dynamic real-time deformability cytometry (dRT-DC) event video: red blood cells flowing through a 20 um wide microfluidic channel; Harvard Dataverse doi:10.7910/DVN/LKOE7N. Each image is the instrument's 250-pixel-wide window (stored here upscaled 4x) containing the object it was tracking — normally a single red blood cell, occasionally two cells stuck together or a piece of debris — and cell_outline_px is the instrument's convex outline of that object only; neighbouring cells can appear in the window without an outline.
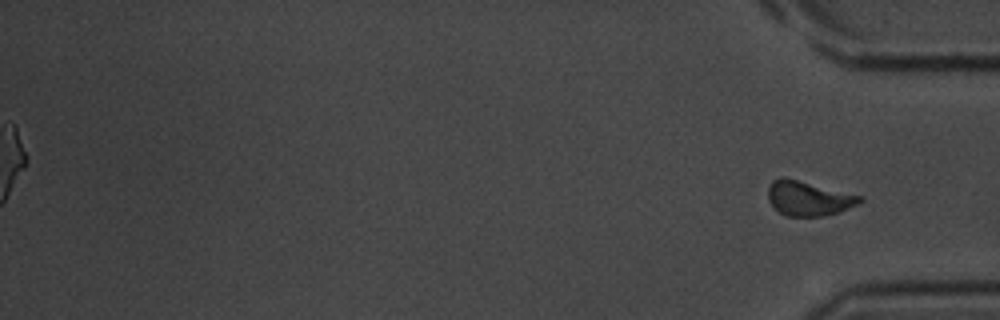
{"species": "common noctule bat (a hibernating species)", "species_latin": "Nyctalus noctula", "temperature_condition": "room temperature", "stored_images_in_passage": 42, "segment_of_instrument_passage": [2, 2], "camera_frame_rate_fps": 3000, "um_per_image_px": 0.085, "animal": {"sex": "male", "body_mass_g": 20.1, "forearm_length_mm": 53.5}, "frame": {"image": 1, "passage_image": 42, "time_ms": 13.667, "image_size_px": [1000, 320], "cell_outline_px": [[864, 200], [856, 204], [836, 212], [820, 216], [788, 216], [780, 212], [768, 200], [768, 188], [772, 180], [780, 176], [864, 196]], "centroid_in_image_um": [68.7, 16.84], "position_along_channel_um": 366.5, "area_um2": 18.15}}